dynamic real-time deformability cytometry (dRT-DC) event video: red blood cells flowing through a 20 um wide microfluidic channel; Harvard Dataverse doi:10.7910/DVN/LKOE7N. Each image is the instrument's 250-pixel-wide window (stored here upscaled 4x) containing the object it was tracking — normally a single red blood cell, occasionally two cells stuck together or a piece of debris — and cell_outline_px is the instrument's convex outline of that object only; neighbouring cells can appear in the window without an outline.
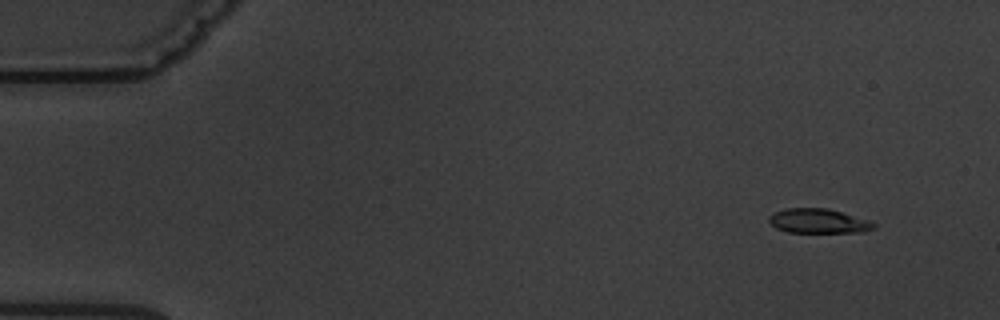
{"species": "common noctule bat (a hibernating species)", "species_latin": "Nyctalus noctula", "temperature_condition": "warm", "stored_images_in_passage": 2, "camera_frame_rate_fps": 3000, "um_per_image_px": 0.085, "animal": {"sex": "male", "body_mass_g": 19.5, "forearm_length_mm": 54.6}, "frame": {"image": 1, "passage_image": 1, "time_ms": 0.0, "image_size_px": [1000, 320], "cell_outline_px": [[876, 228], [864, 232], [788, 232], [776, 228], [768, 220], [768, 216], [784, 208], [828, 208], [876, 224]], "centroid_in_image_um": [69.52, 18.79], "position_along_channel_um": 15.5, "area_um2": 14.68}}